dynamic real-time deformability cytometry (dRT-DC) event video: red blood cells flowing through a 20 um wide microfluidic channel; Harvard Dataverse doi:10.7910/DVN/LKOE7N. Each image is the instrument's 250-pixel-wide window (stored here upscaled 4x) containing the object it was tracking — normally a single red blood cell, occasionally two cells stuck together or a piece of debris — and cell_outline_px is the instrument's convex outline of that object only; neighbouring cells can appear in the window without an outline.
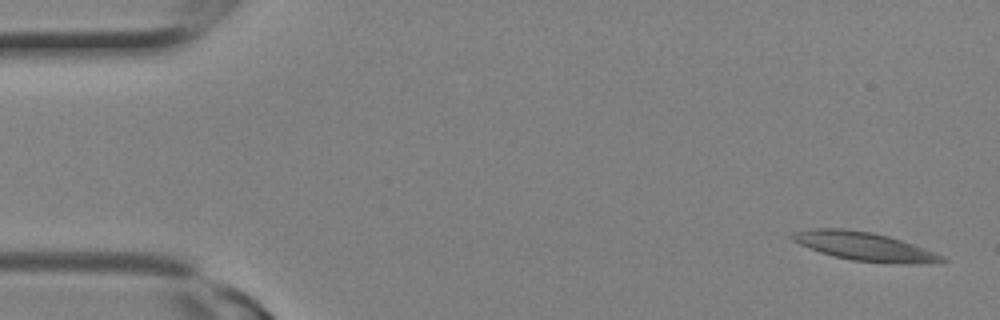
{"species": "Egyptian fruit bat (a non-hibernating species)", "species_latin": "Rousettus aegyptiacus", "temperature_condition": "room temperature", "stored_images_in_passage": 7, "camera_frame_rate_fps": 3000, "um_per_image_px": 0.085, "animal": {"sex": "female"}, "frame": {"image": 1, "passage_image": 1, "time_ms": 0.0, "image_size_px": [1000, 320], "cell_outline_px": [[948, 260], [920, 264], [916, 264], [852, 260], [820, 252], [800, 244], [792, 240], [788, 236], [792, 232], [812, 228], [840, 228], [868, 232], [888, 236], [912, 244], [944, 256]], "centroid_in_image_um": [73.41, 20.93], "position_along_channel_um": 11.6, "area_um2": 24.33}}
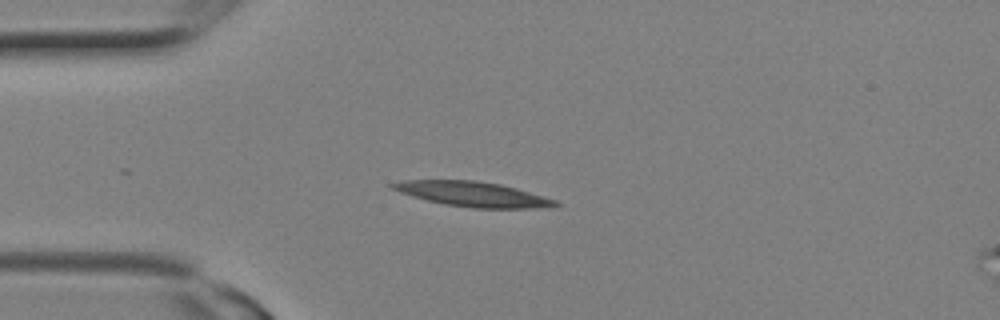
{"frame": {"image": 2, "passage_image": 6, "time_ms": 1.667, "image_size_px": [1000, 320], "cell_outline_px": [[560, 204], [548, 208], [472, 208], [444, 204], [428, 200], [400, 192], [392, 188], [388, 184], [404, 180], [476, 180], [500, 184], [516, 188], [544, 196], [556, 200]], "centroid_in_image_um": [40.22, 16.5], "position_along_channel_um": 44.8, "area_um2": 23.52}}